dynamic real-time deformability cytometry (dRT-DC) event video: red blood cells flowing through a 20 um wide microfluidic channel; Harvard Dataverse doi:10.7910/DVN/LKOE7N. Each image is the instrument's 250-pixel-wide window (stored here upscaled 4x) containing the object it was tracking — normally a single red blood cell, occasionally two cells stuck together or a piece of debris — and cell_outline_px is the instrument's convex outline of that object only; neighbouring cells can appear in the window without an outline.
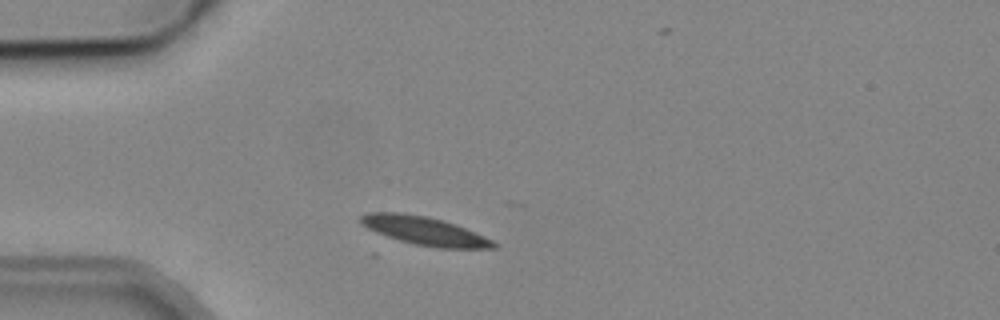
{"species": "common noctule bat (a hibernating species)", "species_latin": "Nyctalus noctula", "temperature_condition": "cold", "stored_images_in_passage": 2, "camera_frame_rate_fps": 3000, "um_per_image_px": 0.085, "animal": {"sex": "male", "body_mass_g": 19.2, "forearm_length_mm": 51.8}, "frame": {"image": 1, "passage_image": 1, "time_ms": 0.0, "image_size_px": [1000, 320], "cell_outline_px": [[500, 248], [436, 248], [416, 244], [400, 240], [376, 232], [360, 224], [360, 216], [368, 212], [400, 212], [428, 216], [444, 220], [484, 236], [500, 244]], "centroid_in_image_um": [36.11, 19.62], "position_along_channel_um": 48.9, "area_um2": 21.96}}